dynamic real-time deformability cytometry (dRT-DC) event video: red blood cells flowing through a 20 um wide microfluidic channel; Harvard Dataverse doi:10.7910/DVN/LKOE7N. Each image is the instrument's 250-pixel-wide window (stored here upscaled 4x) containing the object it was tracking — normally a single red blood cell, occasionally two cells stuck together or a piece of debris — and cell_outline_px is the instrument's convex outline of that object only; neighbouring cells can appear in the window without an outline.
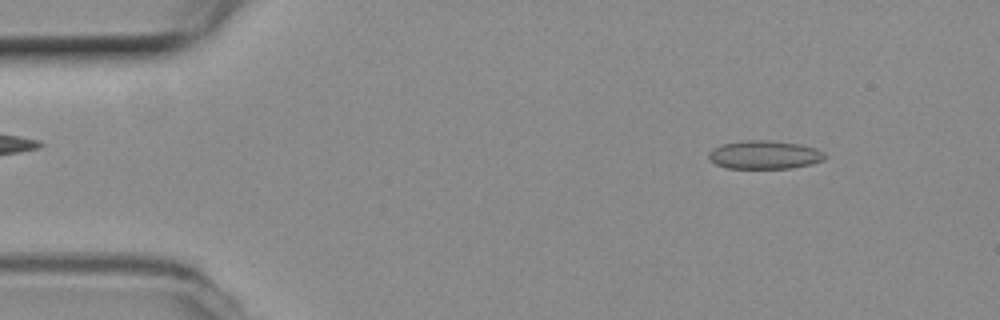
{"species": "common noctule bat (a hibernating species)", "species_latin": "Nyctalus noctula", "temperature_condition": "room temperature", "stored_images_in_passage": 14, "camera_frame_rate_fps": 3000, "um_per_image_px": 0.085, "animal": {"sex": "female", "body_mass_g": 19.3, "forearm_length_mm": 54.1}, "frame": {"image": 1, "passage_image": 6, "time_ms": 1.667, "image_size_px": [1000, 320], "cell_outline_px": [[824, 160], [792, 168], [728, 168], [716, 164], [708, 156], [708, 152], [720, 144], [744, 140], [768, 140], [800, 144], [816, 148], [824, 152]], "centroid_in_image_um": [64.97, 13.15], "position_along_channel_um": 20.0, "area_um2": 19.13}}